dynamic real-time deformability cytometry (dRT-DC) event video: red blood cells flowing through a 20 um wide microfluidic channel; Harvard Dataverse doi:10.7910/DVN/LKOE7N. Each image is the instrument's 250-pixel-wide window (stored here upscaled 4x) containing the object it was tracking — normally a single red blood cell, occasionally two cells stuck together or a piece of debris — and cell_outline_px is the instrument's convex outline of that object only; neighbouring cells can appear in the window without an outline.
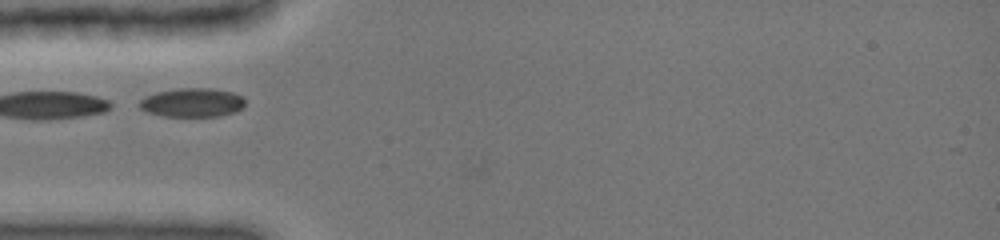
{"species": "common noctule bat (a hibernating species)", "species_latin": "Nyctalus noctula", "temperature_condition": "cold", "stored_images_in_passage": 9, "camera_frame_rate_fps": 3000, "um_per_image_px": 0.085, "animal": {"sex": "female", "body_mass_g": 19.0, "forearm_length_mm": 51.5}, "frame": {"image": 1, "passage_image": 4, "time_ms": 2.667, "image_size_px": [1000, 240], "cell_outline_px": [[244, 104], [236, 112], [220, 116], [160, 116], [148, 112], [140, 108], [136, 104], [140, 100], [156, 92], [176, 88], [212, 88], [232, 92], [240, 96], [244, 100]], "centroid_in_image_um": [16.31, 8.72], "position_along_channel_um": 68.7, "area_um2": 17.8}}